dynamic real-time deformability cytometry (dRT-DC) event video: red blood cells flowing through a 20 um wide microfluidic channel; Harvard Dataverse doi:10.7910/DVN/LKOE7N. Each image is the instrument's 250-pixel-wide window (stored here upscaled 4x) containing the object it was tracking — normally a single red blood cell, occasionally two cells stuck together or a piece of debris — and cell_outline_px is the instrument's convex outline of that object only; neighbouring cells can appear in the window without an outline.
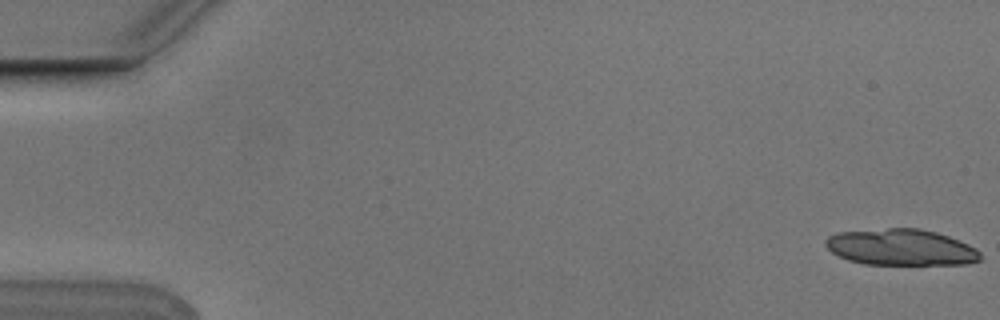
{"species": "Egyptian fruit bat (a non-hibernating species)", "species_latin": "Rousettus aegyptiacus", "temperature_condition": "cold", "stored_images_in_passage": 5, "camera_frame_rate_fps": 3000, "um_per_image_px": 0.085, "animal": {"sex": "male"}, "frame": {"image": 1, "passage_image": 1, "time_ms": 0.0, "image_size_px": [1000, 320], "cell_outline_px": [[980, 260], [964, 264], [864, 264], [848, 260], [832, 252], [824, 244], [824, 240], [828, 236], [836, 232], [888, 228], [920, 228], [936, 232], [948, 236], [968, 244], [976, 248], [980, 252]], "centroid_in_image_um": [76.56, 21.01], "position_along_channel_um": 8.4, "area_um2": 32.71}}